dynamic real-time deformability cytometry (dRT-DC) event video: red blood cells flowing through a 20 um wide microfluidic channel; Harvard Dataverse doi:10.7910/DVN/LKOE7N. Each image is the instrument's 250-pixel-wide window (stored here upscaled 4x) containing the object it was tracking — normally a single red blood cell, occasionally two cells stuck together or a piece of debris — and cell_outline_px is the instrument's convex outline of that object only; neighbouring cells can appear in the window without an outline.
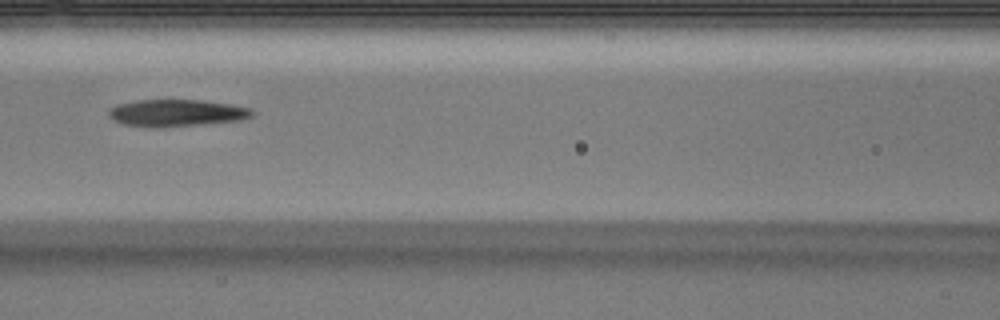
{"species": "Egyptian fruit bat (a non-hibernating species)", "species_latin": "Rousettus aegyptiacus", "temperature_condition": "warm", "stored_images_in_passage": 4, "camera_frame_rate_fps": 3000, "um_per_image_px": 0.085, "animal": {"sex": "male"}, "frame": {"image": 1, "passage_image": 4, "time_ms": 1.0, "image_size_px": [1000, 320], "cell_outline_px": [[256, 112], [252, 116], [240, 120], [160, 128], [152, 128], [124, 124], [116, 120], [108, 112], [116, 104], [136, 100], [200, 100], [232, 104], [248, 108]], "centroid_in_image_um": [15.03, 9.6], "position_along_channel_um": 151.6, "area_um2": 22.43}}